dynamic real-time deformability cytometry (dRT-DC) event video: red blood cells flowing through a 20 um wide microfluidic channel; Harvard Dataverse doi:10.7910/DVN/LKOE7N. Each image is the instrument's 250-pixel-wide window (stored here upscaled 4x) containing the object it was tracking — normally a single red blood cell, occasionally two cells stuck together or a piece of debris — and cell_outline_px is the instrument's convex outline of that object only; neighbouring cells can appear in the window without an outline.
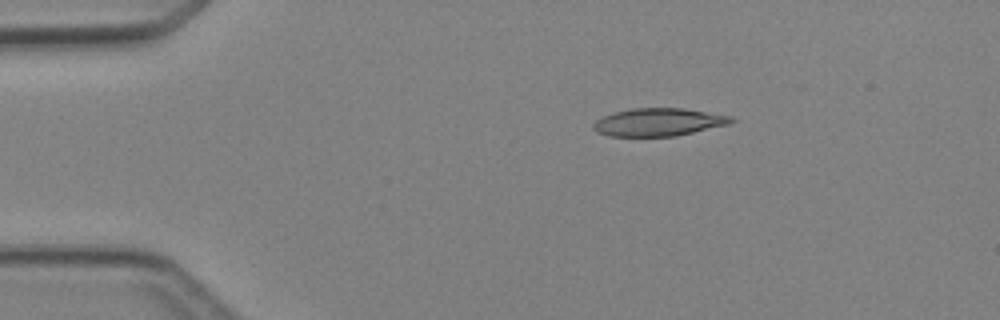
{"species": "Egyptian fruit bat (a non-hibernating species)", "species_latin": "Rousettus aegyptiacus", "temperature_condition": "cold", "stored_images_in_passage": 4, "camera_frame_rate_fps": 3000, "um_per_image_px": 0.085, "animal": {"sex": "female"}, "frame": {"image": 1, "passage_image": 2, "time_ms": 1.0, "image_size_px": [1000, 320], "cell_outline_px": [[736, 120], [728, 124], [676, 136], [608, 136], [596, 132], [592, 128], [592, 124], [596, 120], [604, 116], [616, 112], [632, 108], [684, 108], [732, 116]], "centroid_in_image_um": [55.96, 10.38], "position_along_channel_um": 29.0, "area_um2": 22.31}}
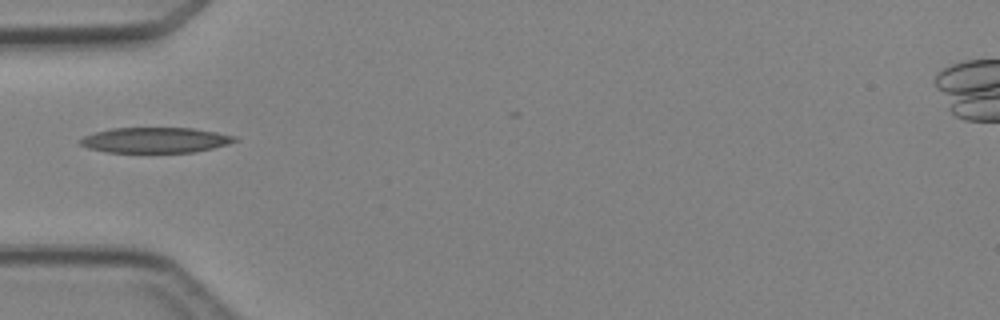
{"frame": {"image": 2, "passage_image": 4, "time_ms": 3.333, "image_size_px": [1000, 320], "cell_outline_px": [[240, 140], [228, 144], [196, 152], [108, 152], [88, 148], [80, 144], [80, 140], [84, 136], [96, 132], [112, 128], [192, 128], [216, 132], [236, 136]], "centroid_in_image_um": [13.24, 11.91], "position_along_channel_um": 71.8, "area_um2": 22.77}}